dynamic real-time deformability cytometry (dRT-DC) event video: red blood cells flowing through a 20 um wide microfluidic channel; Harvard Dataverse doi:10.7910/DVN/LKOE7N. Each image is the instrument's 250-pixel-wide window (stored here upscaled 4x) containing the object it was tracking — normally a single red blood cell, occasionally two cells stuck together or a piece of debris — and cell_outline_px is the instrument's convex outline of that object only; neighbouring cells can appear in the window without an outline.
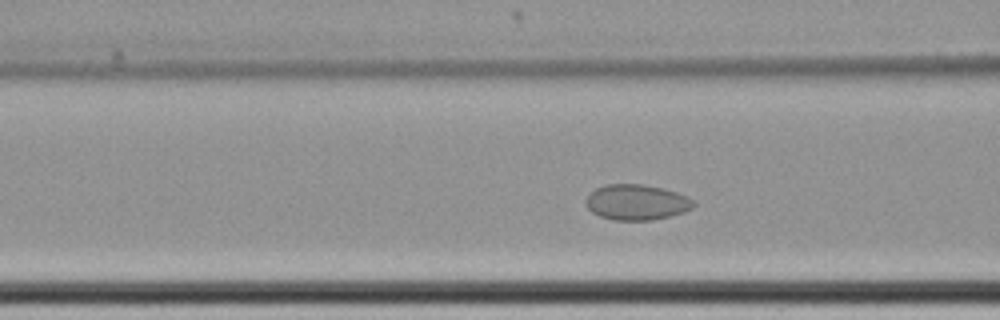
{"species": "common noctule bat (a hibernating species)", "species_latin": "Nyctalus noctula", "temperature_condition": "cold", "stored_images_in_passage": 55, "camera_frame_rate_fps": 3000, "um_per_image_px": 0.085, "animal": {"sex": "female", "body_mass_g": 22.7, "forearm_length_mm": 54.2}, "frame": {"image": 1, "passage_image": 19, "time_ms": 6.0, "image_size_px": [1000, 320], "cell_outline_px": [[696, 204], [692, 208], [684, 212], [652, 220], [612, 220], [600, 216], [592, 212], [588, 208], [584, 200], [596, 188], [604, 184], [644, 184], [664, 188], [688, 196]], "centroid_in_image_um": [54.11, 17.18], "position_along_channel_um": 112.5, "area_um2": 22.37}}
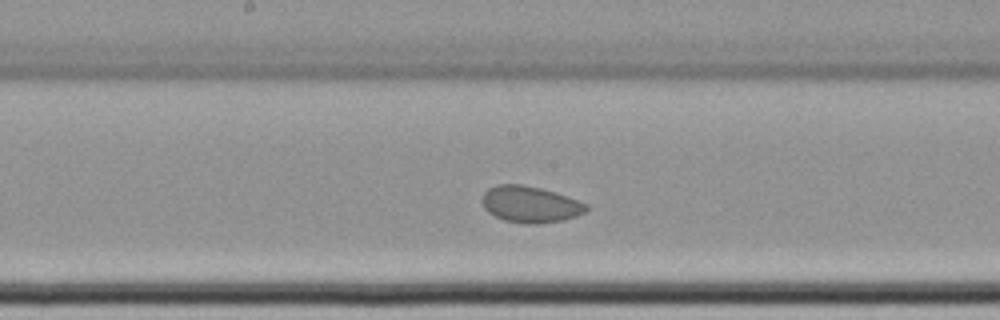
{"frame": {"image": 2, "passage_image": 27, "time_ms": 8.667, "image_size_px": [1000, 320], "cell_outline_px": [[588, 208], [584, 212], [576, 216], [564, 220], [536, 224], [524, 224], [504, 220], [488, 212], [484, 208], [480, 200], [484, 192], [488, 188], [496, 184], [520, 184], [540, 188], [556, 192], [588, 204]], "centroid_in_image_um": [45.04, 17.37], "position_along_channel_um": 203.2, "area_um2": 22.25}}
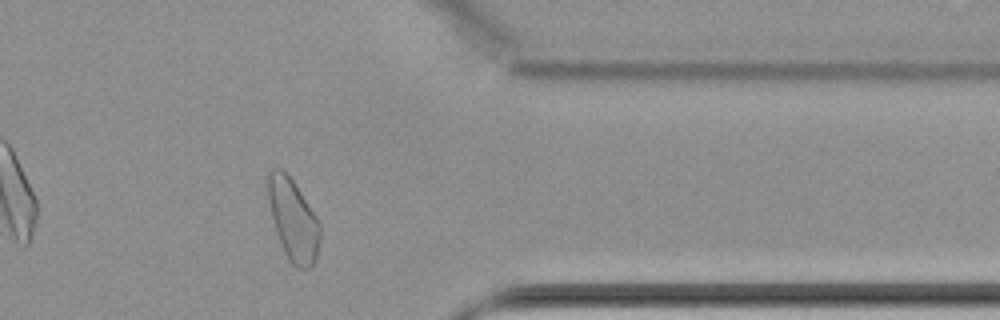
{"frame": {"image": 3, "passage_image": 44, "time_ms": 14.333, "image_size_px": [1000, 320], "cell_outline_px": [[320, 240], [316, 260], [308, 268], [296, 268], [288, 260], [284, 252], [276, 232], [268, 200], [268, 172], [272, 168], [280, 168], [296, 184], [316, 216], [320, 224]], "centroid_in_image_um": [24.92, 18.7], "position_along_channel_um": 386.5, "area_um2": 24.62}, "authors_computed_cell_mechanics": {"area_um2": 23.409, "velocity_mm_per_s": 3.4066, "shape_relaxation_time_tau1_ms": null, "shape_relaxation_time_tau2_ms": 2.3909, "deformation_change_tau1": null, "deformation_change_tau2": 0.033}}